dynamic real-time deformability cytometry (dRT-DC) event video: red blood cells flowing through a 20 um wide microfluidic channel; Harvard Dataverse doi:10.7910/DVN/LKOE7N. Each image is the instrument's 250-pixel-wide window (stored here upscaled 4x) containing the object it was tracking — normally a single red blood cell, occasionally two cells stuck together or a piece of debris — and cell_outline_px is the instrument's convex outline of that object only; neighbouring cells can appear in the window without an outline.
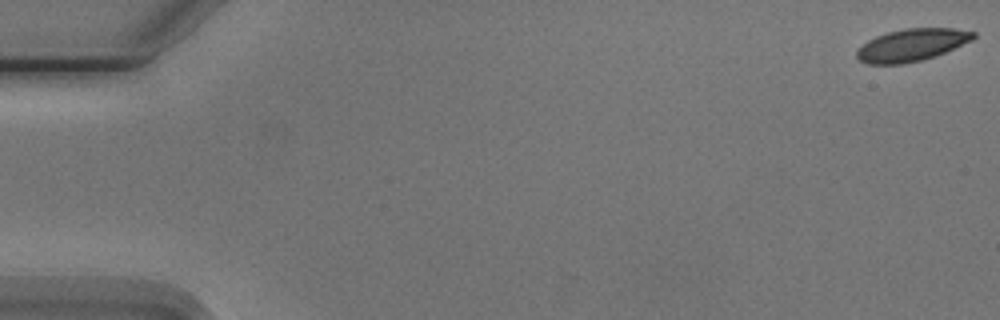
{"species": "Egyptian fruit bat (a non-hibernating species)", "species_latin": "Rousettus aegyptiacus", "temperature_condition": "cold", "stored_images_in_passage": 5, "camera_frame_rate_fps": 3000, "um_per_image_px": 0.085, "animal": {"sex": "male"}, "frame": {"image": 1, "passage_image": 1, "time_ms": 0.0, "image_size_px": [1000, 320], "cell_outline_px": [[976, 36], [972, 40], [936, 56], [904, 64], [868, 64], [860, 60], [856, 56], [856, 52], [868, 40], [876, 36], [888, 32], [904, 28], [952, 28], [976, 32]], "centroid_in_image_um": [77.51, 3.82], "position_along_channel_um": 7.5, "area_um2": 21.85}}